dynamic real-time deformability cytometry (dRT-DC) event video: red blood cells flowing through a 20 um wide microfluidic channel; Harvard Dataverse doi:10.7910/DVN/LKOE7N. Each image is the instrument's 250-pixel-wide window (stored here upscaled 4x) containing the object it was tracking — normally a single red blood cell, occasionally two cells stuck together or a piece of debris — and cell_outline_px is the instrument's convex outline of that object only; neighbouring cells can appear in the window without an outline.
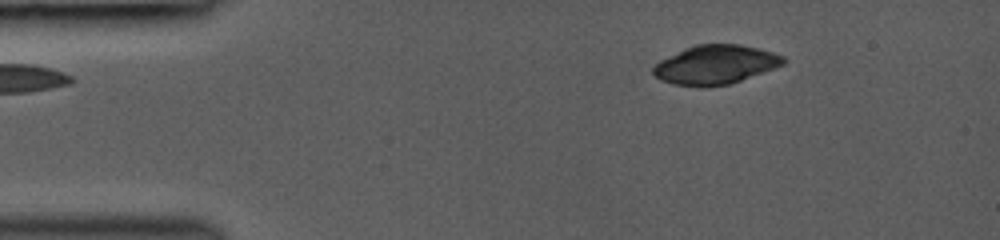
{"species": "common noctule bat (a hibernating species)", "species_latin": "Nyctalus noctula", "temperature_condition": "room temperature", "stored_images_in_passage": 37, "camera_frame_rate_fps": 3000, "um_per_image_px": 0.085, "animal": {"sex": "female", "body_mass_g": 19.0, "forearm_length_mm": 53.3}, "frame": {"image": 1, "passage_image": 1, "time_ms": 0.0, "image_size_px": [1000, 240], "cell_outline_px": [[788, 60], [784, 64], [740, 80], [728, 84], [704, 88], [700, 88], [672, 84], [660, 80], [652, 72], [652, 68], [660, 60], [684, 48], [696, 44], [740, 44], [772, 52], [784, 56]], "centroid_in_image_um": [60.77, 5.51], "position_along_channel_um": 24.2, "area_um2": 29.65}}